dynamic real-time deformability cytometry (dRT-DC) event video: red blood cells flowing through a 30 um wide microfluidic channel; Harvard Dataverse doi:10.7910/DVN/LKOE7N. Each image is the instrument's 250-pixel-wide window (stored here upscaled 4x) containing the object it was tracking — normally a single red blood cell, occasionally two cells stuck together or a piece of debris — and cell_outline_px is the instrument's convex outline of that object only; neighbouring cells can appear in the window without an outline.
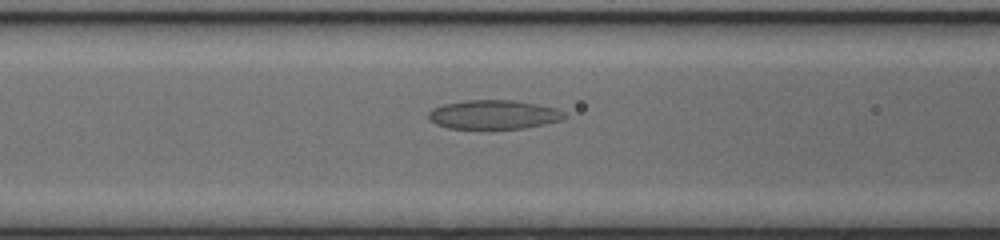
{"species": "common noctule bat (a hibernating species)", "species_latin": "Nyctalus noctula", "temperature_condition": "cold", "stored_images_in_passage": 36, "camera_frame_rate_fps": 3000, "um_per_image_px": 0.085, "animal": {"sex": "female", "body_mass_g": 17.0, "forearm_length_mm": 48.0}, "frame": {"image": 1, "passage_image": 8, "time_ms": 2.333, "image_size_px": [1000, 240], "cell_outline_px": [[568, 116], [564, 120], [524, 128], [492, 132], [488, 132], [448, 128], [436, 124], [428, 120], [428, 112], [432, 108], [444, 104], [468, 100], [516, 100], [556, 108], [564, 112]], "centroid_in_image_um": [41.95, 9.79], "position_along_channel_um": 124.6, "area_um2": 24.22}}
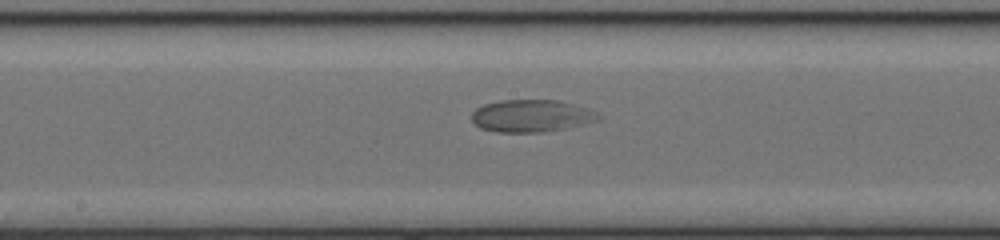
{"frame": {"image": 2, "passage_image": 14, "time_ms": 4.333, "image_size_px": [1000, 240], "cell_outline_px": [[604, 116], [600, 120], [568, 128], [544, 132], [496, 132], [480, 128], [472, 120], [472, 112], [476, 108], [484, 104], [500, 100], [556, 100], [588, 108]], "centroid_in_image_um": [45.2, 9.85], "position_along_channel_um": 203.0, "area_um2": 24.04}}
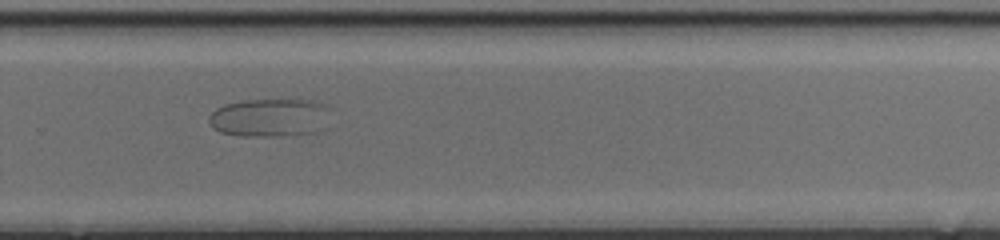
{"frame": {"image": 3, "passage_image": 22, "time_ms": 7.0, "image_size_px": [1000, 240], "cell_outline_px": [[328, 108], [312, 132], [292, 136], [240, 136], [220, 132], [212, 128], [208, 120], [208, 116], [216, 108], [224, 104], [240, 100], [312, 100], [324, 104]], "centroid_in_image_um": [22.73, 9.99], "position_along_channel_um": 307.1, "area_um2": 26.47}}